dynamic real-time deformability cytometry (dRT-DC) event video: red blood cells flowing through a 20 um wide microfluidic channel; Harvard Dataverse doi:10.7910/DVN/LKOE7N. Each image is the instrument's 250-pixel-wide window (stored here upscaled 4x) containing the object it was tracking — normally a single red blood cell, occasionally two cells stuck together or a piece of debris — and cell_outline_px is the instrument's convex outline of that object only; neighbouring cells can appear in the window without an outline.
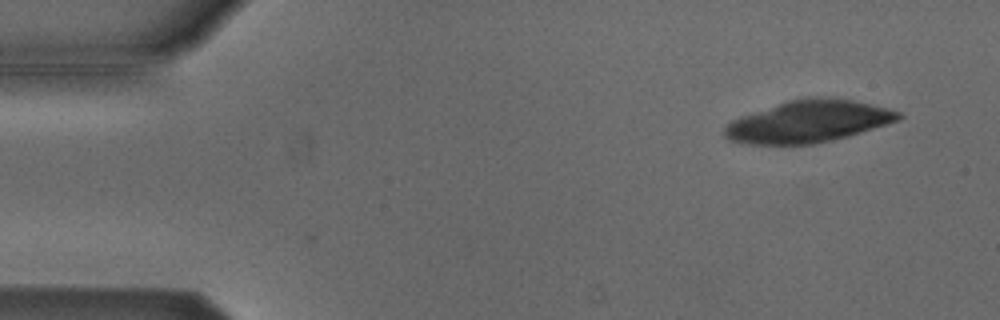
{"species": "Egyptian fruit bat (a non-hibernating species)", "species_latin": "Rousettus aegyptiacus", "temperature_condition": "cold", "stored_images_in_passage": 2, "camera_frame_rate_fps": 3000, "um_per_image_px": 0.085, "animal": {"sex": "male"}, "frame": {"image": 1, "passage_image": 2, "time_ms": 0.333, "image_size_px": [1000, 320], "cell_outline_px": [[904, 116], [900, 120], [848, 136], [812, 144], [752, 144], [728, 140], [724, 136], [724, 128], [732, 120], [740, 116], [788, 100], [812, 96], [824, 96], [852, 100], [888, 108], [900, 112]], "centroid_in_image_um": [68.72, 10.31], "position_along_channel_um": 16.3, "area_um2": 42.48}}